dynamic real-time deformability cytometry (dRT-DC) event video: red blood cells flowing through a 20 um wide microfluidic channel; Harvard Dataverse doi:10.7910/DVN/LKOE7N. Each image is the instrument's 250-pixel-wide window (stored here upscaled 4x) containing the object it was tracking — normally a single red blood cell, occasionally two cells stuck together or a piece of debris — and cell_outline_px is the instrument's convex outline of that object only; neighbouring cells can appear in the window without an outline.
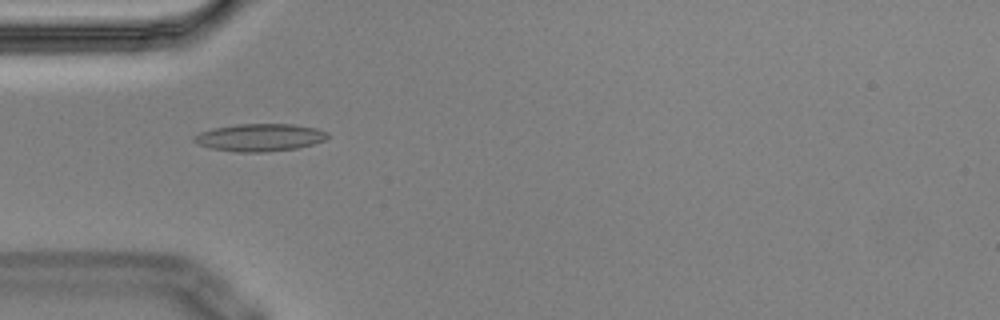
{"species": "Egyptian fruit bat (a non-hibernating species)", "species_latin": "Rousettus aegyptiacus", "temperature_condition": "cold", "stored_images_in_passage": 5, "camera_frame_rate_fps": 3000, "um_per_image_px": 0.085, "animal": {"sex": "male"}, "frame": {"image": 1, "passage_image": 4, "time_ms": 1.0, "image_size_px": [1000, 320], "cell_outline_px": [[328, 136], [324, 140], [312, 144], [296, 148], [260, 152], [236, 152], [212, 148], [200, 144], [192, 140], [192, 136], [200, 132], [212, 128], [236, 124], [292, 124], [316, 128], [328, 132]], "centroid_in_image_um": [22.05, 11.67], "position_along_channel_um": 62.9, "area_um2": 21.27}}